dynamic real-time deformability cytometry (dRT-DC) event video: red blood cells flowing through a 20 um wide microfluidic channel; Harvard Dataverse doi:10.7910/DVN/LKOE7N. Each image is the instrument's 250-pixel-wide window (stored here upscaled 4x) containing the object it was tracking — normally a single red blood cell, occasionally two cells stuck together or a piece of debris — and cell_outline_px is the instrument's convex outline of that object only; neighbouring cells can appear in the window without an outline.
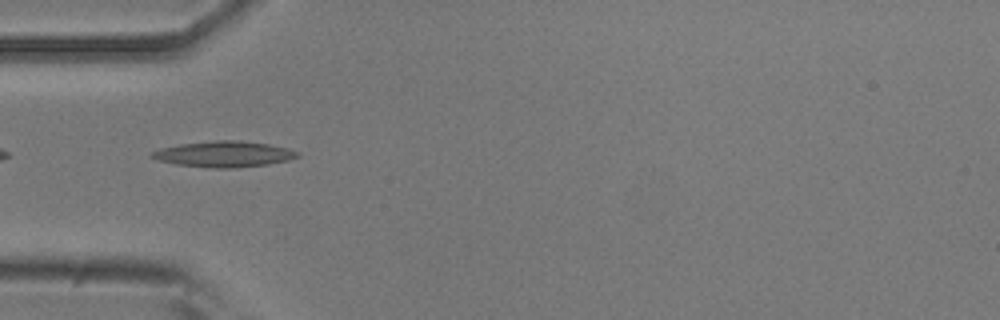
{"species": "common noctule bat (a hibernating species)", "species_latin": "Nyctalus noctula", "temperature_condition": "room temperature", "stored_images_in_passage": 44, "camera_frame_rate_fps": 3000, "um_per_image_px": 0.085, "animal": {"sex": "male", "body_mass_g": 20.5, "forearm_length_mm": 52.5}, "frame": {"image": 1, "passage_image": 15, "time_ms": 4.667, "image_size_px": [1000, 320], "cell_outline_px": [[300, 156], [288, 160], [268, 164], [228, 168], [216, 168], [176, 164], [160, 160], [148, 156], [152, 152], [160, 148], [180, 144], [216, 140], [240, 140], [268, 144], [288, 148], [300, 152]], "centroid_in_image_um": [19.06, 13.09], "position_along_channel_um": 65.9, "area_um2": 21.79}}
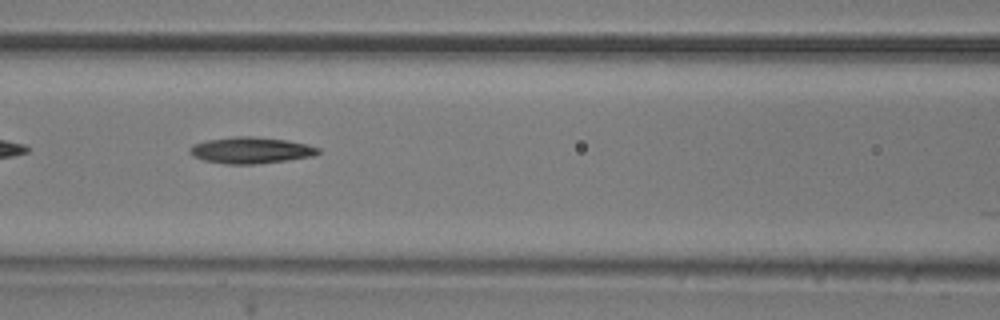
{"frame": {"image": 2, "passage_image": 21, "time_ms": 6.667, "image_size_px": [1000, 320], "cell_outline_px": [[320, 152], [312, 156], [288, 160], [256, 164], [228, 164], [204, 160], [192, 156], [192, 144], [208, 140], [236, 136], [252, 136], [288, 140], [308, 144], [320, 148]], "centroid_in_image_um": [21.37, 12.77], "position_along_channel_um": 145.2, "area_um2": 19.59}}
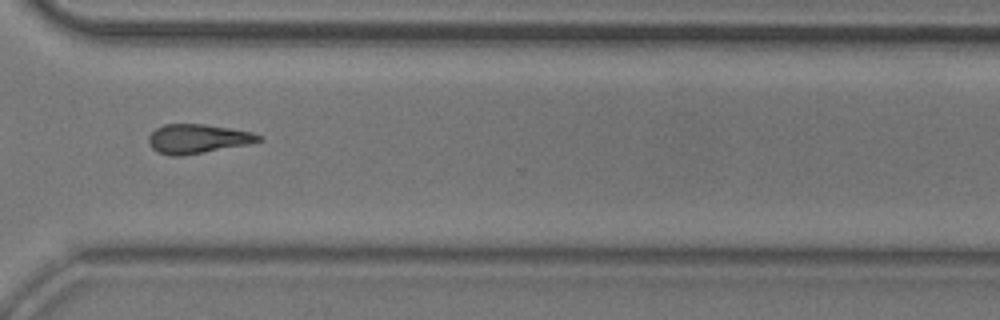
{"frame": {"image": 3, "passage_image": 37, "time_ms": 12.0, "image_size_px": [1000, 320], "cell_outline_px": [[260, 140], [244, 144], [204, 152], [180, 156], [168, 156], [152, 148], [148, 144], [148, 136], [156, 128], [164, 124], [204, 124], [252, 132], [260, 136]], "centroid_in_image_um": [16.7, 11.79], "position_along_channel_um": 353.9, "area_um2": 18.32}, "authors_computed_cell_mechanics": {"area_um2": 19.1029, "velocity_mm_per_s": 3.9217, "shape_relaxation_time_tau1_ms": 7.5632, "shape_relaxation_time_tau2_ms": null, "deformation_change_tau1": 0.2111, "deformation_change_tau2": null}}